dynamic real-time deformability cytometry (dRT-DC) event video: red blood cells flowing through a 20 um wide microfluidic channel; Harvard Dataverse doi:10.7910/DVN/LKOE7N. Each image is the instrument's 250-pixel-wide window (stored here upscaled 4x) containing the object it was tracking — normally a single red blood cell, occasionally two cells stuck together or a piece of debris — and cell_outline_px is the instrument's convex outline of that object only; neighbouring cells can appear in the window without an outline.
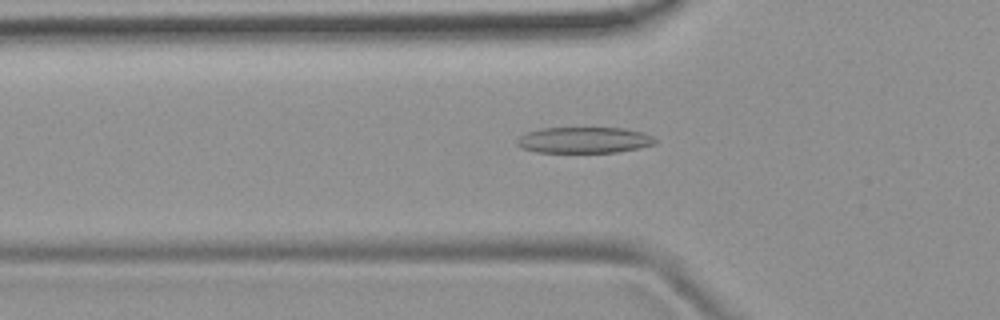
{"species": "common noctule bat (a hibernating species)", "species_latin": "Nyctalus noctula", "temperature_condition": "room temperature", "stored_images_in_passage": 35, "camera_frame_rate_fps": 3000, "um_per_image_px": 0.085, "animal": {"sex": "female", "body_mass_g": 19.9}, "frame": {"image": 1, "passage_image": 7, "time_ms": 2.0, "image_size_px": [1000, 320], "cell_outline_px": [[656, 144], [616, 152], [536, 152], [520, 148], [516, 144], [516, 140], [520, 136], [528, 132], [544, 128], [624, 128], [640, 132], [652, 136], [656, 140]], "centroid_in_image_um": [49.61, 11.91], "position_along_channel_um": 76.2, "area_um2": 20.81}}
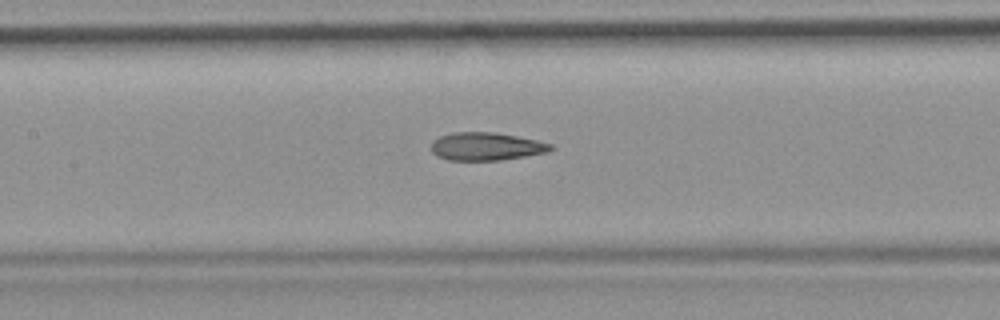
{"frame": {"image": 2, "passage_image": 14, "time_ms": 4.333, "image_size_px": [1000, 320], "cell_outline_px": [[552, 148], [548, 152], [500, 160], [448, 160], [436, 156], [432, 152], [432, 140], [440, 136], [452, 132], [492, 132], [516, 136], [536, 140], [552, 144]], "centroid_in_image_um": [41.28, 12.44], "position_along_channel_um": 166.1, "area_um2": 19.36}}
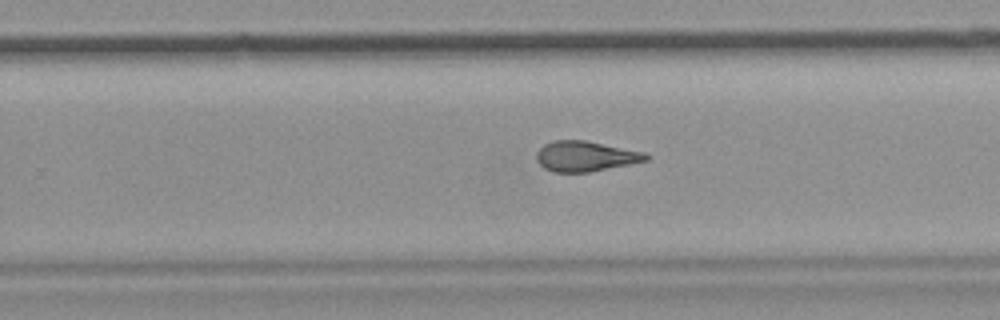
{"frame": {"image": 3, "passage_image": 23, "time_ms": 7.333, "image_size_px": [1000, 320], "cell_outline_px": [[648, 160], [588, 172], [552, 172], [544, 168], [536, 160], [536, 152], [544, 144], [552, 140], [584, 140], [644, 152], [648, 156]], "centroid_in_image_um": [49.7, 13.28], "position_along_channel_um": 280.1, "area_um2": 19.13}, "authors_computed_cell_mechanics": {"area_um2": 19.7098, "velocity_mm_per_s": 3.8217, "shape_relaxation_time_tau1_ms": 7.4572, "shape_relaxation_time_tau2_ms": 2.3809, "deformation_change_tau1": 0.2112, "deformation_change_tau2": 0.1249}}